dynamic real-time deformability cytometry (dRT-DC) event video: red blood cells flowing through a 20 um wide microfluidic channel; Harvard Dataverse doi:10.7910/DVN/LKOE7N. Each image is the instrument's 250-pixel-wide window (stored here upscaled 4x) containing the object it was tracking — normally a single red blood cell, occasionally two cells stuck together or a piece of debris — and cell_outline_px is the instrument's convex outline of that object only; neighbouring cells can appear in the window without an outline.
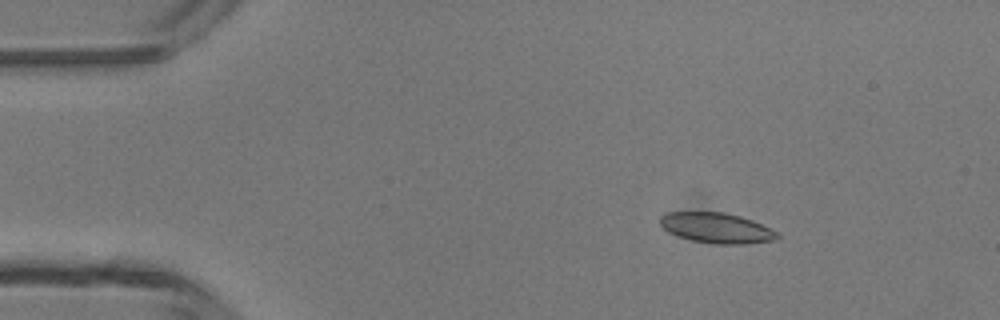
{"species": "common noctule bat (a hibernating species)", "species_latin": "Nyctalus noctula", "temperature_condition": "room temperature", "stored_images_in_passage": 4, "camera_frame_rate_fps": 3000, "um_per_image_px": 0.085, "animal": {"sex": "male", "body_mass_g": 13.3}, "frame": {"image": 1, "passage_image": 2, "time_ms": 1.0, "image_size_px": [1000, 320], "cell_outline_px": [[780, 236], [772, 240], [744, 244], [716, 244], [692, 240], [668, 232], [660, 224], [660, 216], [668, 212], [724, 212], [740, 216], [752, 220], [776, 232]], "centroid_in_image_um": [60.87, 19.37], "position_along_channel_um": 24.1, "area_um2": 20.4}}
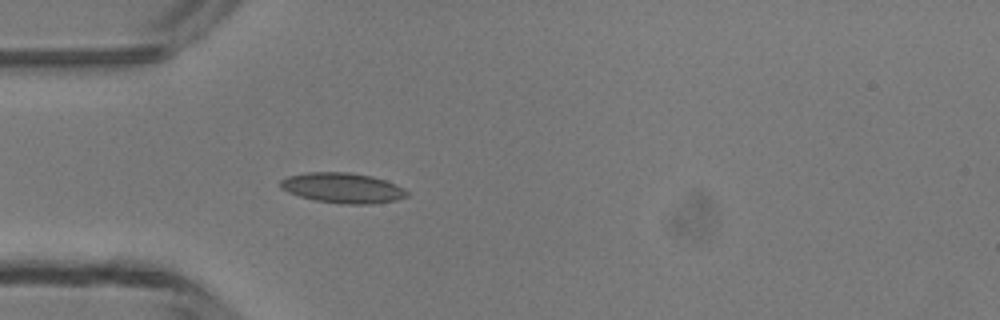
{"frame": {"image": 2, "passage_image": 4, "time_ms": 3.333, "image_size_px": [1000, 320], "cell_outline_px": [[408, 196], [396, 200], [372, 204], [344, 204], [316, 200], [300, 196], [288, 192], [280, 188], [280, 180], [288, 176], [308, 172], [348, 172], [372, 176], [396, 184], [404, 188], [408, 192]], "centroid_in_image_um": [29.13, 15.97], "position_along_channel_um": 55.9, "area_um2": 22.25}}